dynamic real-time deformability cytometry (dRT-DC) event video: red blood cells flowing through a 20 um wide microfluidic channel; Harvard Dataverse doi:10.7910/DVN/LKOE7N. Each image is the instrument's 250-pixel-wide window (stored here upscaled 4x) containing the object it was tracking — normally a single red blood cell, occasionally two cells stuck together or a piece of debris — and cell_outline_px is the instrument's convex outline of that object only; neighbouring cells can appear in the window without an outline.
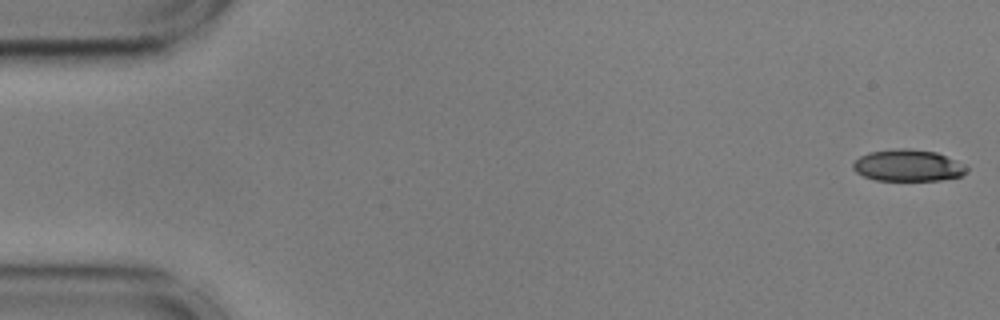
{"species": "common noctule bat (a hibernating species)", "species_latin": "Nyctalus noctula", "temperature_condition": "cold", "stored_images_in_passage": 55, "camera_frame_rate_fps": 3000, "um_per_image_px": 0.085, "animal": {"sex": "male", "body_mass_g": 17.9, "forearm_length_mm": 54.2}, "frame": {"image": 1, "passage_image": 1, "time_ms": 0.0, "image_size_px": [1000, 320], "cell_outline_px": [[968, 168], [960, 176], [940, 180], [876, 180], [864, 176], [856, 172], [852, 168], [852, 164], [860, 156], [868, 152], [900, 148], [912, 148], [936, 152]], "centroid_in_image_um": [77.1, 14.06], "position_along_channel_um": 7.9, "area_um2": 20.63}}
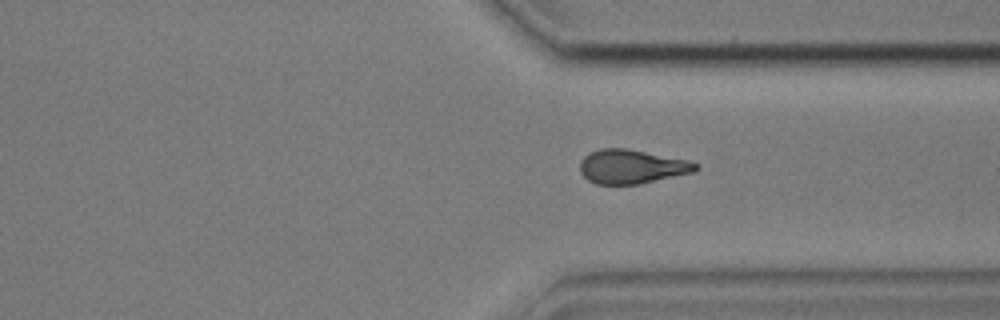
{"frame": {"image": 2, "passage_image": 41, "time_ms": 13.333, "image_size_px": [1000, 320], "cell_outline_px": [[700, 168], [696, 172], [640, 184], [596, 184], [588, 180], [580, 172], [580, 160], [588, 152], [600, 148], [624, 148], [688, 160], [696, 164]], "centroid_in_image_um": [53.68, 14.16], "position_along_channel_um": 357.7, "area_um2": 23.06}}
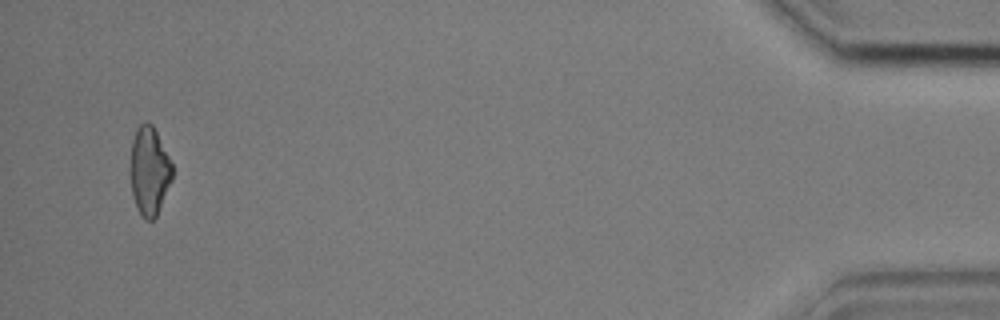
{"frame": {"image": 3, "passage_image": 53, "time_ms": 17.333, "image_size_px": [1000, 320], "cell_outline_px": [[172, 180], [156, 216], [152, 220], [144, 220], [136, 208], [132, 196], [128, 172], [132, 140], [136, 128], [140, 124], [148, 120], [152, 124], [172, 164]], "centroid_in_image_um": [12.64, 14.54], "position_along_channel_um": 422.6, "area_um2": 22.02}, "authors_computed_cell_mechanics": {"area_um2": 22.7732, "velocity_mm_per_s": 3.6198, "shape_relaxation_time_tau1_ms": 9.7816, "shape_relaxation_time_tau2_ms": 2.0569, "deformation_change_tau1": 0.218, "deformation_change_tau2": 0.0908}}